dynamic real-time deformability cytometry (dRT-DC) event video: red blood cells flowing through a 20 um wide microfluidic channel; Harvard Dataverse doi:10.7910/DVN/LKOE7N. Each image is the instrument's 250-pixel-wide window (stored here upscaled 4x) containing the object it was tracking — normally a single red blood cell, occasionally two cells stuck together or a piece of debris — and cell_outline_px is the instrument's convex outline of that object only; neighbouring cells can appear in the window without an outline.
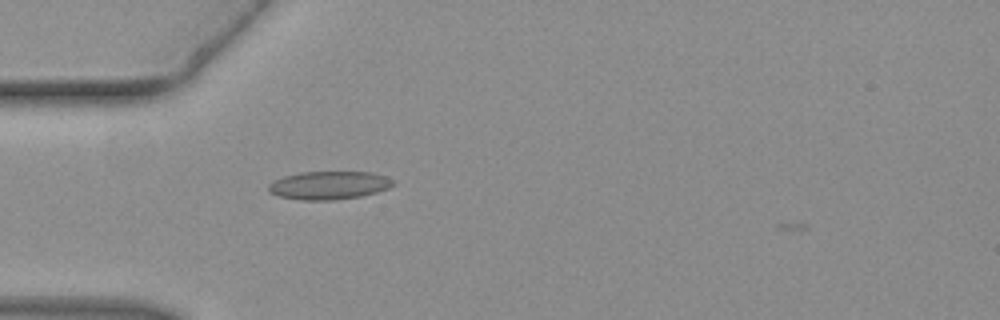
{"species": "common noctule bat (a hibernating species)", "species_latin": "Nyctalus noctula", "temperature_condition": "warm", "stored_images_in_passage": 4, "camera_frame_rate_fps": 3000, "um_per_image_px": 0.085, "animal": {"sex": "female", "body_mass_g": 19.3, "forearm_length_mm": 54.1}, "frame": {"image": 1, "passage_image": 3, "time_ms": 0.667, "image_size_px": [1000, 320], "cell_outline_px": [[396, 184], [388, 188], [376, 192], [360, 196], [336, 200], [300, 200], [280, 196], [268, 192], [268, 184], [272, 180], [284, 176], [300, 172], [372, 172], [396, 180]], "centroid_in_image_um": [27.96, 15.75], "position_along_channel_um": 57.0, "area_um2": 20.63}}